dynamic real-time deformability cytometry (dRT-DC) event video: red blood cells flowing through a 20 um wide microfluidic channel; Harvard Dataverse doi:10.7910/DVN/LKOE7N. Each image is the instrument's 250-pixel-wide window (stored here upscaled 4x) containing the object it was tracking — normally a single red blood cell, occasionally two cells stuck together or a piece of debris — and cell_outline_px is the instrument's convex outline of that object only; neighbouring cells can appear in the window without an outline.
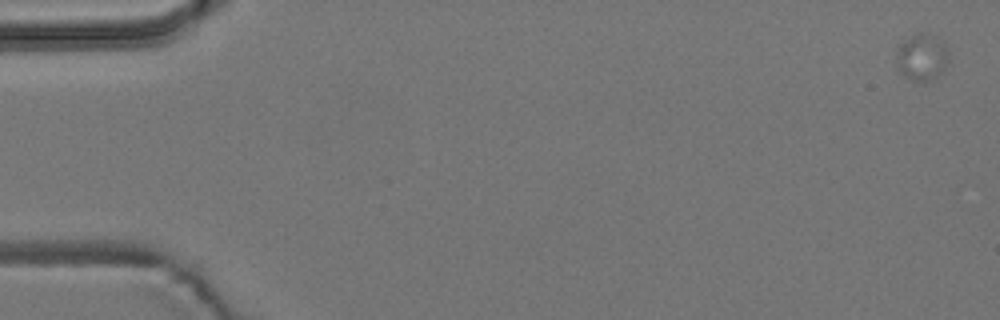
{"species": "common noctule bat (a hibernating species)", "species_latin": "Nyctalus noctula", "temperature_condition": "room temperature", "stored_images_in_passage": 4, "camera_frame_rate_fps": 3000, "um_per_image_px": 0.085, "animal": {"sex": "male", "body_mass_g": 19.2, "forearm_length_mm": 51.8}, "frame": {"image": 1, "passage_image": 1, "time_ms": 0.0, "image_size_px": [1000, 320], "cell_outline_px": [[948, 60], [944, 72], [932, 80], [924, 84], [912, 80], [904, 76], [900, 72], [896, 64], [896, 52], [900, 44], [912, 36], [920, 32], [928, 32], [944, 40], [948, 56]], "centroid_in_image_um": [78.39, 4.88], "position_along_channel_um": 6.6, "area_um2": 14.74}}